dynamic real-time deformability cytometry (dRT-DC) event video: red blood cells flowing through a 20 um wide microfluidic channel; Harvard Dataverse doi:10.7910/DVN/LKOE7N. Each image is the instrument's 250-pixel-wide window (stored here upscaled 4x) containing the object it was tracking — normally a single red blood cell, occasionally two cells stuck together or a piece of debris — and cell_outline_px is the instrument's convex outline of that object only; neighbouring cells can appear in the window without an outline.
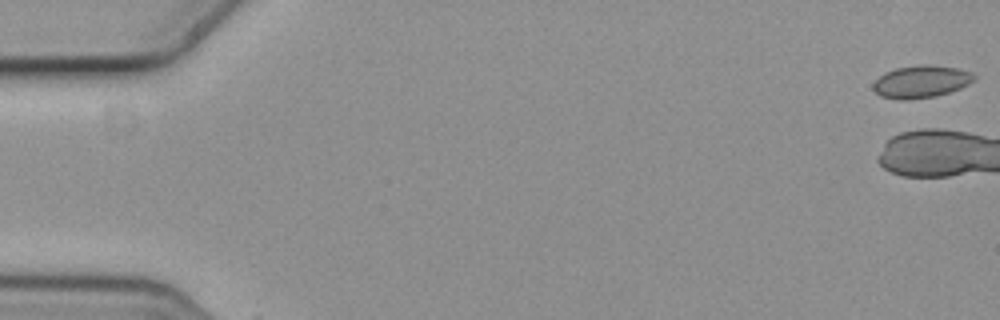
{"species": "common noctule bat (a hibernating species)", "species_latin": "Nyctalus noctula", "temperature_condition": "cold", "stored_images_in_passage": 4, "camera_frame_rate_fps": 3000, "um_per_image_px": 0.085, "animal": {"sex": "female", "body_mass_g": 19.3, "forearm_length_mm": 54.1}, "frame": {"image": 1, "passage_image": 1, "time_ms": 0.0, "image_size_px": [1000, 320], "cell_outline_px": [[976, 76], [968, 84], [960, 88], [936, 96], [908, 100], [900, 100], [880, 96], [872, 88], [872, 84], [884, 72], [896, 68], [916, 64], [928, 64], [956, 68], [972, 72]], "centroid_in_image_um": [78.26, 6.93], "position_along_channel_um": 6.7, "area_um2": 19.13}}